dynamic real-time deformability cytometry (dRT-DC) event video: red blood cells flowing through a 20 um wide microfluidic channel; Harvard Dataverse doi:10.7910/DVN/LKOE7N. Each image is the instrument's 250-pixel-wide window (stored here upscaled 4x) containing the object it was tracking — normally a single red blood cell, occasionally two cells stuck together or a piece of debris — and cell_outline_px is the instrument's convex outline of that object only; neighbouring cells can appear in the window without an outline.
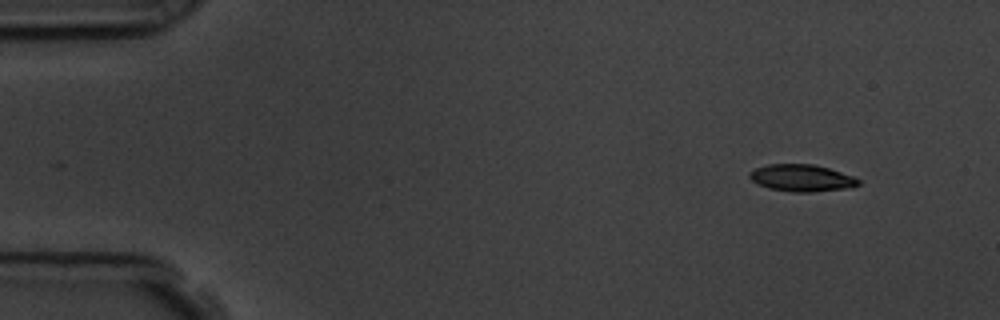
{"species": "common noctule bat (a hibernating species)", "species_latin": "Nyctalus noctula", "temperature_condition": "room temperature", "stored_images_in_passage": 52, "camera_frame_rate_fps": 3000, "um_per_image_px": 0.085, "animal": {"sex": "male", "body_mass_g": 19.5, "forearm_length_mm": 54.6}, "frame": {"image": 1, "passage_image": 1, "time_ms": 0.0, "image_size_px": [1000, 320], "cell_outline_px": [[860, 184], [852, 188], [812, 192], [792, 192], [768, 188], [752, 180], [748, 176], [748, 172], [756, 168], [768, 164], [812, 164], [828, 168], [852, 176], [860, 180]], "centroid_in_image_um": [68.15, 15.13], "position_along_channel_um": 16.8, "area_um2": 17.11}}
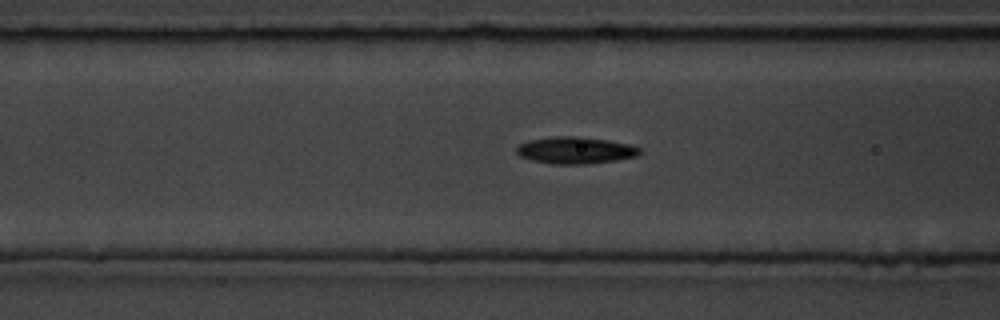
{"frame": {"image": 2, "passage_image": 18, "time_ms": 5.667, "image_size_px": [1000, 320], "cell_outline_px": [[640, 152], [636, 156], [616, 160], [588, 164], [552, 164], [532, 160], [520, 156], [516, 152], [516, 148], [520, 144], [528, 140], [556, 136], [580, 136], [608, 140], [628, 144], [640, 148]], "centroid_in_image_um": [48.88, 12.77], "position_along_channel_um": 117.7, "area_um2": 19.25}}
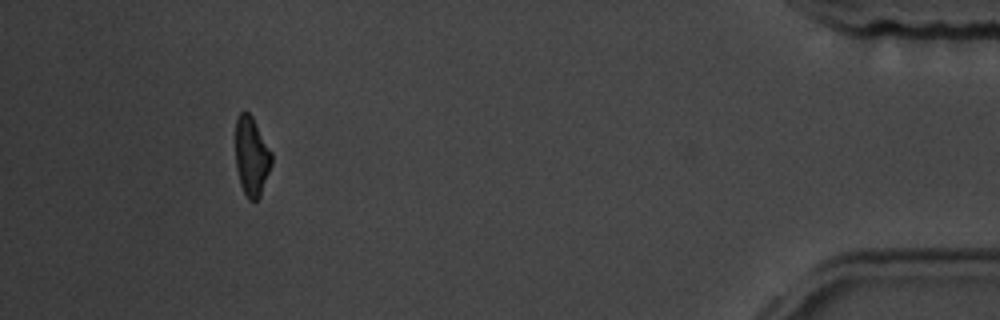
{"frame": {"image": 3, "passage_image": 48, "time_ms": 15.667, "image_size_px": [1000, 320], "cell_outline_px": [[272, 164], [260, 196], [256, 200], [248, 200], [240, 184], [236, 168], [236, 120], [240, 112], [248, 112], [252, 116], [272, 152]], "centroid_in_image_um": [21.39, 13.3], "position_along_channel_um": 413.8, "area_um2": 16.59}, "authors_computed_cell_mechanics": {"area_um2": 18.207, "velocity_mm_per_s": 3.6096, "shape_relaxation_time_tau1_ms": 4.6252, "shape_relaxation_time_tau2_ms": 5.0488, "deformation_change_tau1": 0.1586, "deformation_change_tau2": 0.1176}}